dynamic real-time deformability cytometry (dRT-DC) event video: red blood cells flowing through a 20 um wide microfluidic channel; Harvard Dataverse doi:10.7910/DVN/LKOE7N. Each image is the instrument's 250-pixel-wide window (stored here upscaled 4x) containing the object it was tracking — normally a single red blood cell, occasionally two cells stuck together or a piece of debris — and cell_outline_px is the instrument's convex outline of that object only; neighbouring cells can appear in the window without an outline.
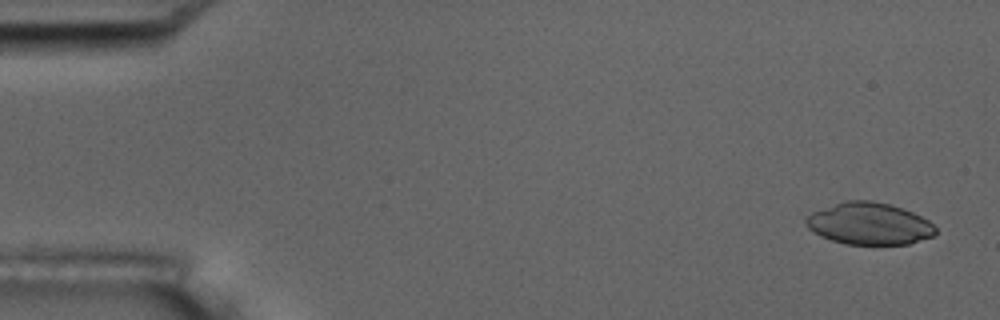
{"species": "common noctule bat (a hibernating species)", "species_latin": "Nyctalus noctula", "temperature_condition": "room temperature", "stored_images_in_passage": 5, "camera_frame_rate_fps": 3000, "um_per_image_px": 0.085, "animal": {"sex": "male", "body_mass_g": 17.5, "forearm_length_mm": 52.3}, "frame": {"image": 1, "passage_image": 1, "time_ms": 0.0, "image_size_px": [1000, 320], "cell_outline_px": [[936, 232], [932, 236], [908, 244], [844, 244], [820, 236], [808, 228], [804, 224], [804, 220], [812, 212], [844, 200], [872, 200], [888, 204], [912, 212], [928, 220], [936, 228]], "centroid_in_image_um": [73.85, 19.01], "position_along_channel_um": 11.2, "area_um2": 31.56}}